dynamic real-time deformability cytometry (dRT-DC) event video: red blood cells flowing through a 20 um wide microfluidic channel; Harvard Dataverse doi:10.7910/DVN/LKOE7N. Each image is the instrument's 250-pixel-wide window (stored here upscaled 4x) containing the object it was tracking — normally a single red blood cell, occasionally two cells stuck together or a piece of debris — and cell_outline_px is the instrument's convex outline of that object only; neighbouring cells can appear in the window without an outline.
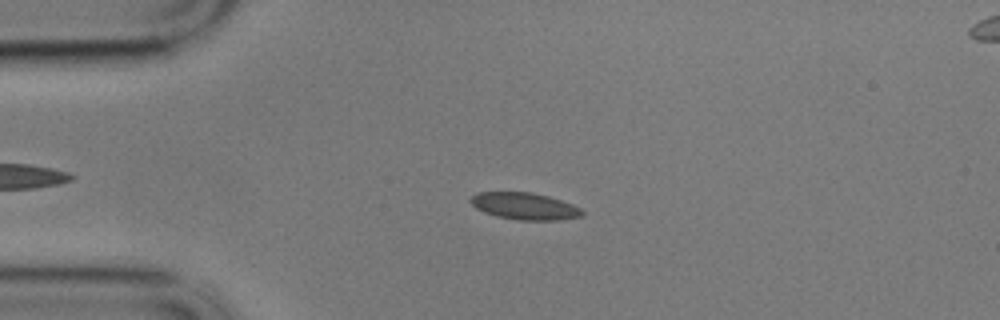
{"species": "common noctule bat (a hibernating species)", "species_latin": "Nyctalus noctula", "temperature_condition": "cold", "stored_images_in_passage": 54, "camera_frame_rate_fps": 3000, "um_per_image_px": 0.085, "animal": {"sex": "male", "body_mass_g": 17.9}, "frame": {"image": 1, "passage_image": 9, "time_ms": 2.667, "image_size_px": [1000, 320], "cell_outline_px": [[584, 216], [560, 220], [516, 220], [496, 216], [484, 212], [476, 208], [468, 200], [476, 192], [532, 192], [548, 196], [572, 204], [580, 208], [584, 212]], "centroid_in_image_um": [44.59, 17.52], "position_along_channel_um": 40.4, "area_um2": 17.63}}
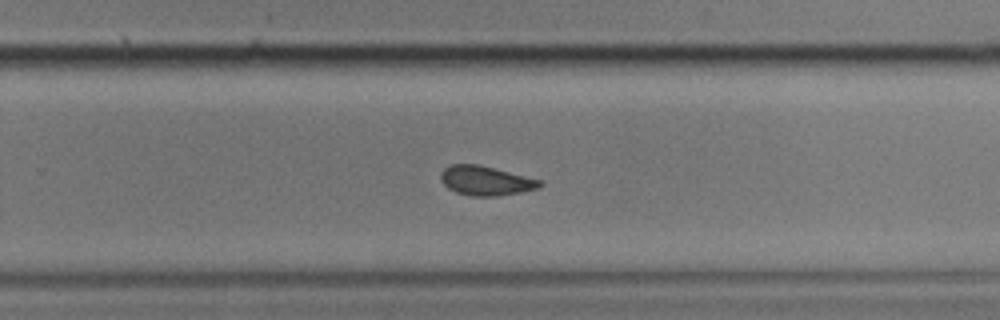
{"frame": {"image": 2, "passage_image": 33, "time_ms": 10.667, "image_size_px": [1000, 320], "cell_outline_px": [[544, 184], [540, 188], [520, 192], [496, 196], [472, 196], [456, 192], [448, 188], [440, 180], [440, 172], [444, 168], [452, 164], [480, 164], [544, 180]], "centroid_in_image_um": [41.33, 15.35], "position_along_channel_um": 288.5, "area_um2": 17.28}}
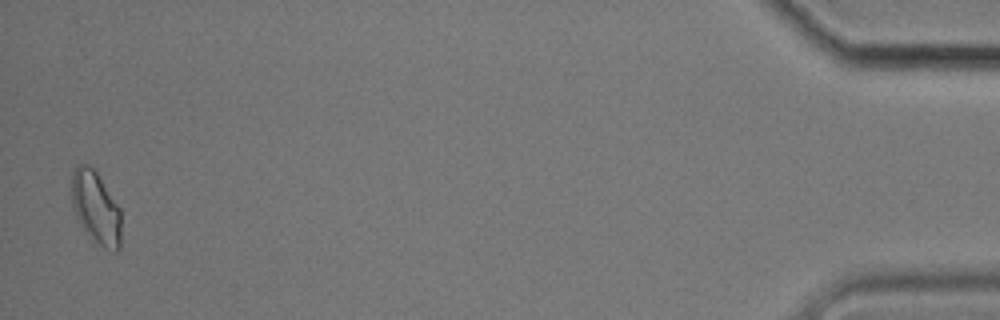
{"frame": {"image": 3, "passage_image": 53, "time_ms": 17.333, "image_size_px": [1000, 320], "cell_outline_px": [[120, 248], [116, 252], [112, 252], [104, 248], [84, 228], [76, 216], [72, 204], [72, 172], [76, 164], [88, 164], [96, 172], [120, 208]], "centroid_in_image_um": [8.15, 17.63], "position_along_channel_um": 427.0, "area_um2": 20.52}, "authors_computed_cell_mechanics": {"area_um2": 17.3978, "velocity_mm_per_s": 3.4082, "shape_relaxation_time_tau1_ms": 9.6491, "shape_relaxation_time_tau2_ms": 1.7805, "deformation_change_tau1": 0.1019, "deformation_change_tau2": 0.0714}}